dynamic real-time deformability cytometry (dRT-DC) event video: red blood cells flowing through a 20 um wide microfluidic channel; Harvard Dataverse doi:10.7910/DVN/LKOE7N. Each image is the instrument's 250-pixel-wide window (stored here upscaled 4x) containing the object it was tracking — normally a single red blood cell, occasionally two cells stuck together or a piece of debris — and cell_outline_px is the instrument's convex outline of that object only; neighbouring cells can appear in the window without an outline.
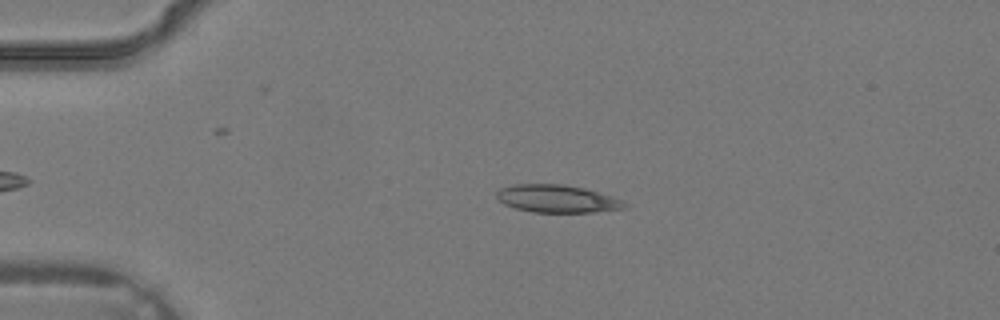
{"species": "common noctule bat (a hibernating species)", "species_latin": "Nyctalus noctula", "temperature_condition": "warm", "stored_images_in_passage": 3, "camera_frame_rate_fps": 3000, "um_per_image_px": 0.085, "animal": {"sex": "male", "body_mass_g": 19.2, "forearm_length_mm": 51.8}, "frame": {"image": 1, "passage_image": 3, "time_ms": 0.667, "image_size_px": [1000, 320], "cell_outline_px": [[628, 208], [592, 212], [532, 212], [516, 208], [504, 204], [496, 196], [496, 192], [500, 188], [512, 184], [564, 184], [584, 188], [612, 196], [624, 200], [628, 204]], "centroid_in_image_um": [47.38, 16.89], "position_along_channel_um": 37.6, "area_um2": 20.75}}